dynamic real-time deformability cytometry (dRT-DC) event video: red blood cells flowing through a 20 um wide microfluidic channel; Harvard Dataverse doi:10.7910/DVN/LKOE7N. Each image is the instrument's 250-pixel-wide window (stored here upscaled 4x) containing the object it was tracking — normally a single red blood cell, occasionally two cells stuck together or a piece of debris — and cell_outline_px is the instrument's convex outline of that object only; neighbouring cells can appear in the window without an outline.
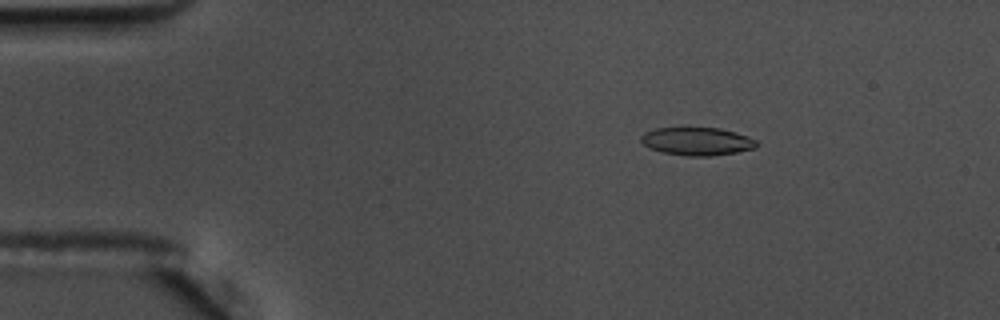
{"species": "common noctule bat (a hibernating species)", "species_latin": "Nyctalus noctula", "temperature_condition": "warm", "stored_images_in_passage": 57, "camera_frame_rate_fps": 3000, "um_per_image_px": 0.085, "animal": {"sex": "male", "body_mass_g": 17.5, "forearm_length_mm": 52.3}, "frame": {"image": 1, "passage_image": 10, "time_ms": 3.0, "image_size_px": [1000, 320], "cell_outline_px": [[756, 148], [736, 152], [712, 156], [688, 156], [660, 152], [648, 148], [640, 140], [640, 136], [644, 132], [656, 128], [720, 128], [736, 132], [748, 136], [756, 140]], "centroid_in_image_um": [59.22, 12.02], "position_along_channel_um": 25.8, "area_um2": 18.96}}
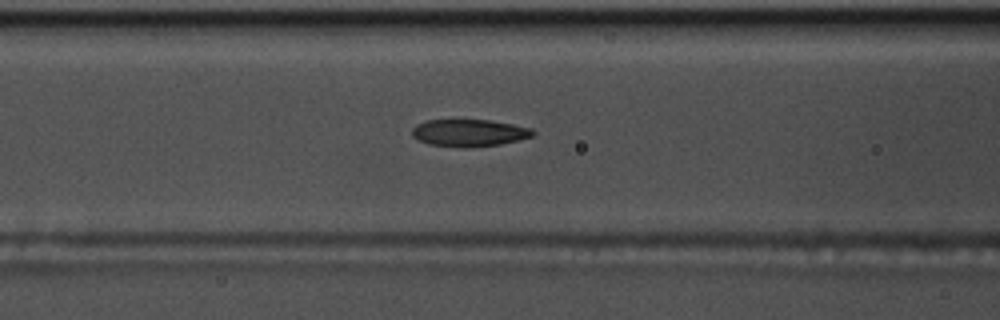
{"frame": {"image": 2, "passage_image": 24, "time_ms": 7.667, "image_size_px": [1000, 320], "cell_outline_px": [[536, 132], [532, 136], [500, 144], [428, 144], [412, 136], [412, 128], [416, 124], [428, 120], [488, 120], [512, 124], [532, 128]], "centroid_in_image_um": [39.89, 11.23], "position_along_channel_um": 126.7, "area_um2": 17.98}}
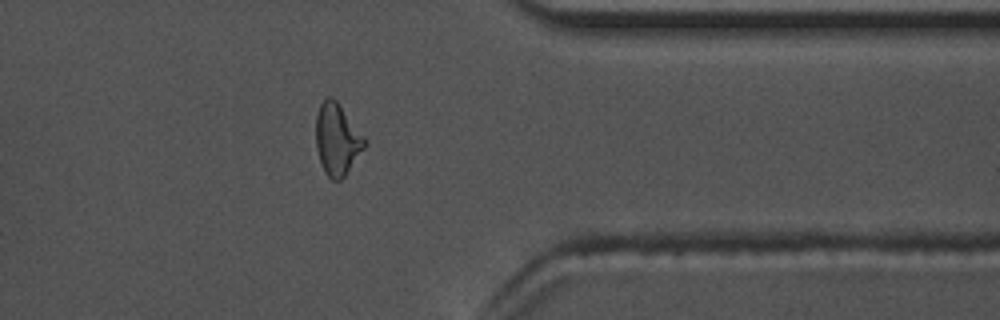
{"frame": {"image": 3, "passage_image": 46, "time_ms": 15.0, "image_size_px": [1000, 320], "cell_outline_px": [[368, 144], [344, 176], [340, 180], [332, 180], [324, 172], [316, 148], [316, 116], [320, 104], [328, 96], [332, 96], [336, 100], [368, 140]], "centroid_in_image_um": [28.67, 11.84], "position_along_channel_um": 382.7, "area_um2": 20.4}, "authors_computed_cell_mechanics": {"area_um2": 19.5364, "velocity_mm_per_s": 3.6438, "shape_relaxation_time_tau1_ms": 5.9746, "shape_relaxation_time_tau2_ms": 2.2976, "deformation_change_tau1": 0.1946, "deformation_change_tau2": 0.0999}}